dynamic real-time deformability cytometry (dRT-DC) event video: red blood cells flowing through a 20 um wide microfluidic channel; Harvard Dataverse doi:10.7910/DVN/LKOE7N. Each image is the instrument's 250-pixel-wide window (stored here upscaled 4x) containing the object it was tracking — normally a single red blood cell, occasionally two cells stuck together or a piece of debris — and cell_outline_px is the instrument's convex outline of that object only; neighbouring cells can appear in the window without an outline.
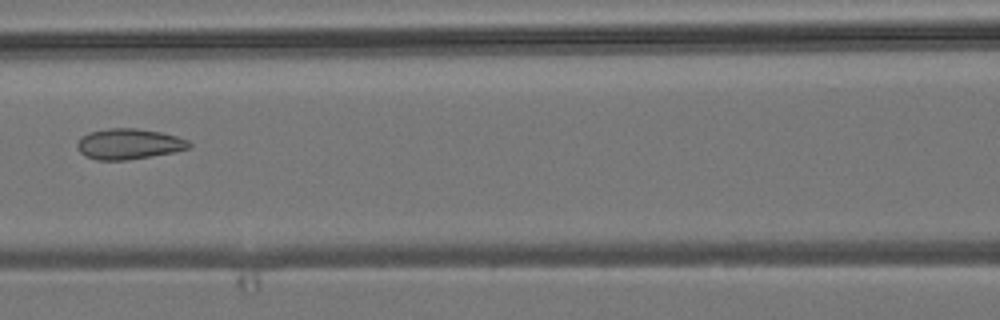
{"species": "common noctule bat (a hibernating species)", "species_latin": "Nyctalus noctula", "temperature_condition": "room temperature", "stored_images_in_passage": 5, "camera_frame_rate_fps": 3000, "um_per_image_px": 0.085, "animal": {"sex": "male", "body_mass_g": 19.2, "forearm_length_mm": 51.8}, "frame": {"image": 1, "passage_image": 5, "time_ms": 5.333, "image_size_px": [1000, 320], "cell_outline_px": [[192, 144], [188, 148], [172, 152], [124, 160], [96, 160], [84, 156], [76, 148], [76, 144], [88, 132], [108, 128], [136, 128], [160, 132], [176, 136], [188, 140]], "centroid_in_image_um": [10.91, 12.23], "position_along_channel_um": 155.7, "area_um2": 19.77}}